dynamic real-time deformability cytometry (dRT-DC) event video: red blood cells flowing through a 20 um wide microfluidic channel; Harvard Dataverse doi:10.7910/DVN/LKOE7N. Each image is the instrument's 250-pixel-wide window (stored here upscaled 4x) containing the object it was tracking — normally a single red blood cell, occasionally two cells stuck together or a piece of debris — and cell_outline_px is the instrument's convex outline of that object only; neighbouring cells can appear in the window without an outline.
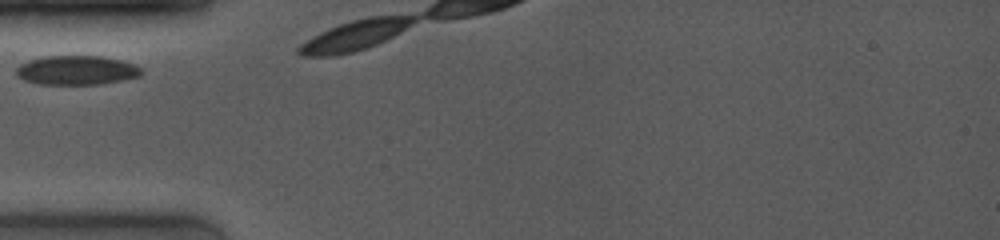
{"species": "common noctule bat (a hibernating species)", "species_latin": "Nyctalus noctula", "temperature_condition": "room temperature", "stored_images_in_passage": 5, "camera_frame_rate_fps": 4000, "um_per_image_px": 0.085, "animal": {"sex": "female", "body_mass_g": 19.0, "forearm_length_mm": 53.3}, "frame": {"image": 1, "passage_image": 1, "time_ms": 0.0, "image_size_px": [1000, 240], "cell_outline_px": [[144, 72], [140, 76], [124, 80], [100, 84], [40, 84], [24, 80], [16, 76], [16, 68], [20, 64], [28, 60], [44, 56], [100, 56], [120, 60], [132, 64], [140, 68]], "centroid_in_image_um": [6.49, 5.97], "position_along_channel_um": 78.5, "area_um2": 21.33}}